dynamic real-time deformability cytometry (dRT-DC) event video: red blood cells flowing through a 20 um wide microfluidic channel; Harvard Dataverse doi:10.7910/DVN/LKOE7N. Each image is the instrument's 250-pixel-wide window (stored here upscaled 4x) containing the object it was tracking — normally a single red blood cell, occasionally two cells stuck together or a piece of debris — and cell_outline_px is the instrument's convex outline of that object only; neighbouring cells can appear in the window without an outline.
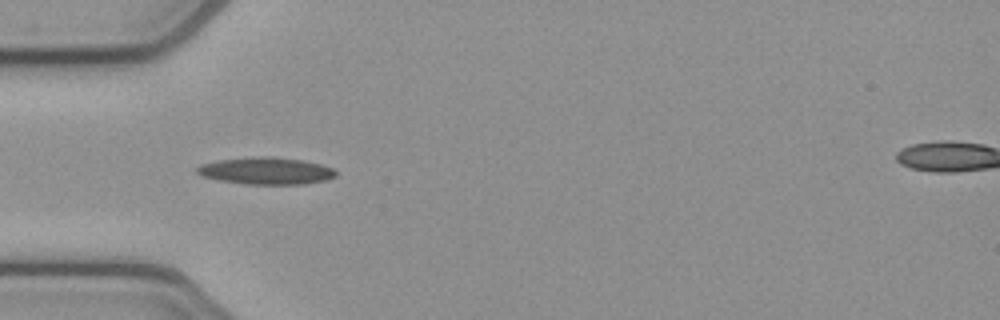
{"species": "common noctule bat (a hibernating species)", "species_latin": "Nyctalus noctula", "temperature_condition": "cold", "stored_images_in_passage": 38, "camera_frame_rate_fps": 3000, "um_per_image_px": 0.085, "animal": {"sex": "female", "body_mass_g": 21.9}, "frame": {"image": 1, "passage_image": 1, "time_ms": 0.0, "image_size_px": [1000, 320], "cell_outline_px": [[336, 176], [324, 180], [304, 184], [244, 184], [220, 180], [200, 176], [196, 172], [196, 168], [200, 164], [220, 160], [252, 156], [272, 156], [304, 160], [320, 164], [332, 168], [336, 172]], "centroid_in_image_um": [22.59, 14.51], "position_along_channel_um": 62.4, "area_um2": 21.96}}
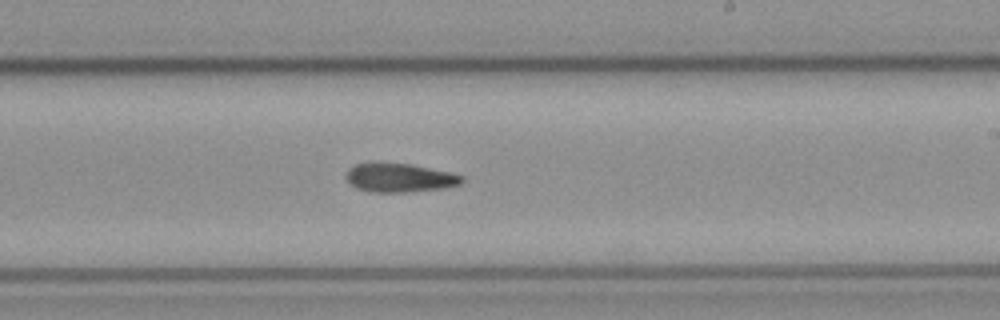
{"frame": {"image": 2, "passage_image": 16, "time_ms": 5.0, "image_size_px": [1000, 320], "cell_outline_px": [[464, 180], [460, 184], [444, 188], [412, 192], [368, 192], [356, 188], [348, 184], [344, 176], [348, 168], [356, 164], [368, 160], [376, 160], [412, 164], [452, 172], [464, 176]], "centroid_in_image_um": [33.89, 15.07], "position_along_channel_um": 255.1, "area_um2": 20.52}}
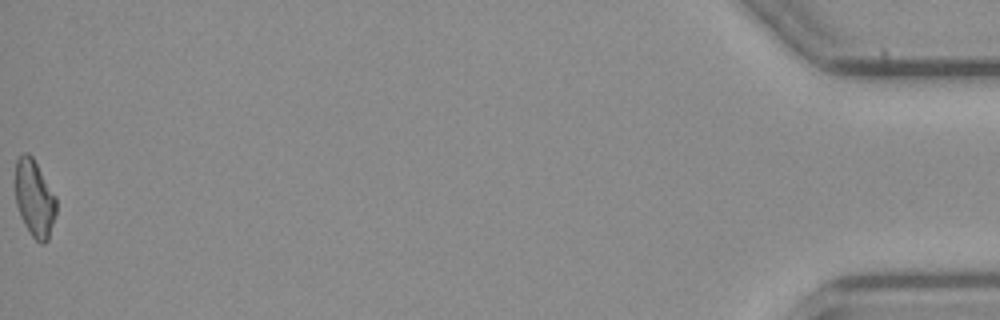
{"frame": {"image": 3, "passage_image": 38, "time_ms": 12.333, "image_size_px": [1000, 320], "cell_outline_px": [[56, 212], [48, 240], [44, 244], [40, 244], [32, 236], [24, 224], [20, 216], [16, 204], [12, 184], [16, 160], [24, 152], [28, 152], [32, 156], [56, 196]], "centroid_in_image_um": [2.88, 16.83], "position_along_channel_um": 432.3, "area_um2": 18.96}}